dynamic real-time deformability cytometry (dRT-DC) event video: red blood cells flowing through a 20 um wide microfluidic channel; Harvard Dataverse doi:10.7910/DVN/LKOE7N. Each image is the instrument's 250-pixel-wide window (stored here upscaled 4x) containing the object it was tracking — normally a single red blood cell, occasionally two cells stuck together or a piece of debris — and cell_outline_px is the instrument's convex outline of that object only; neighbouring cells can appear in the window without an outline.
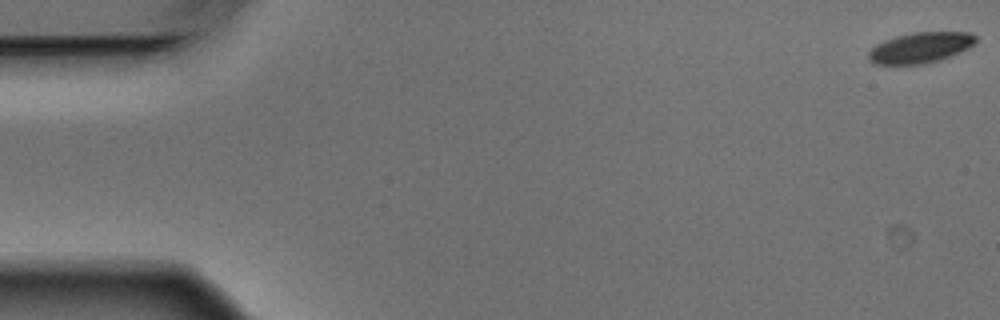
{"species": "Egyptian fruit bat (a non-hibernating species)", "species_latin": "Rousettus aegyptiacus", "temperature_condition": "warm", "stored_images_in_passage": 6, "camera_frame_rate_fps": 3000, "um_per_image_px": 0.085, "animal": {"sex": "male"}, "frame": {"image": 1, "passage_image": 1, "time_ms": 0.0, "image_size_px": [1000, 320], "cell_outline_px": [[976, 40], [968, 48], [952, 56], [940, 60], [924, 64], [872, 64], [868, 60], [868, 52], [876, 44], [884, 40], [896, 36], [916, 32], [972, 32], [976, 36]], "centroid_in_image_um": [78.22, 4.05], "position_along_channel_um": 6.8, "area_um2": 19.25}}
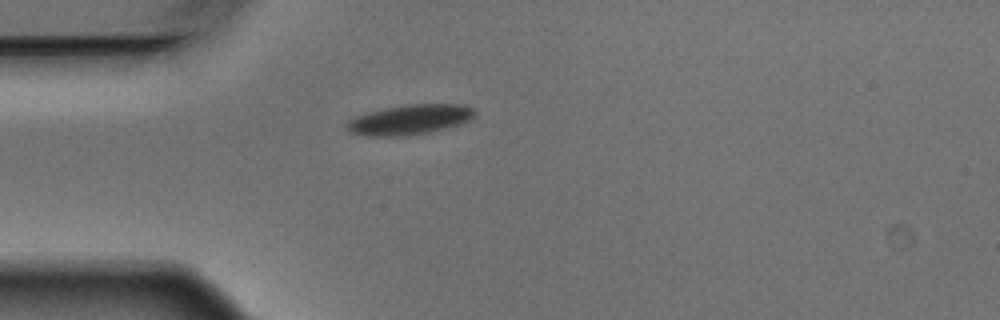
{"frame": {"image": 2, "passage_image": 5, "time_ms": 1.333, "image_size_px": [1000, 320], "cell_outline_px": [[476, 116], [468, 120], [444, 128], [428, 132], [408, 136], [368, 136], [348, 132], [344, 124], [348, 120], [356, 116], [368, 112], [384, 108], [408, 104], [464, 104], [472, 108], [476, 112]], "centroid_in_image_um": [34.78, 10.16], "position_along_channel_um": 50.2, "area_um2": 22.37}}